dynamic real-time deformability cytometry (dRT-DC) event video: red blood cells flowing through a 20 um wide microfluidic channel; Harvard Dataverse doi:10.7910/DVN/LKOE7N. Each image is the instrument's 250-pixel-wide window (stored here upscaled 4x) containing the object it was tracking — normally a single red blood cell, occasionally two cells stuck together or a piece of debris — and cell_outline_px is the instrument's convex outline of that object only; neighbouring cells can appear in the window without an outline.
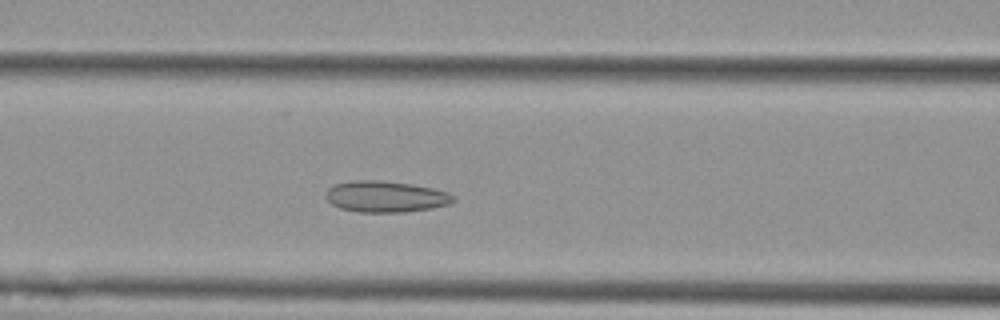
{"species": "Egyptian fruit bat (a non-hibernating species)", "species_latin": "Rousettus aegyptiacus", "temperature_condition": "cold", "stored_images_in_passage": 20, "camera_frame_rate_fps": 3000, "um_per_image_px": 0.085, "animal": {"sex": "female"}, "frame": {"image": 1, "passage_image": 16, "time_ms": 5.0, "image_size_px": [1000, 320], "cell_outline_px": [[456, 200], [448, 204], [432, 208], [404, 212], [360, 212], [340, 208], [332, 204], [324, 196], [328, 188], [332, 184], [356, 180], [380, 180], [412, 184], [432, 188], [448, 192], [456, 196]], "centroid_in_image_um": [32.78, 16.7], "position_along_channel_um": 133.8, "area_um2": 23.35}}
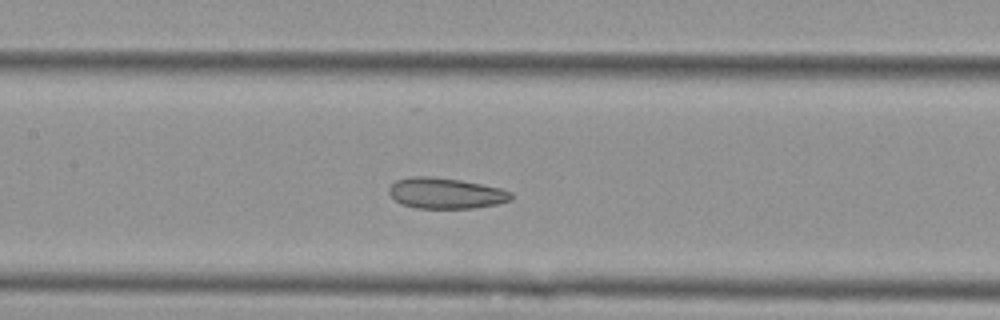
{"frame": {"image": 2, "passage_image": 19, "time_ms": 6.0, "image_size_px": [1000, 320], "cell_outline_px": [[512, 200], [496, 204], [476, 208], [416, 208], [400, 204], [388, 192], [388, 188], [396, 180], [412, 176], [428, 176], [460, 180], [500, 188], [512, 192]], "centroid_in_image_um": [37.88, 16.43], "position_along_channel_um": 169.5, "area_um2": 21.91}}